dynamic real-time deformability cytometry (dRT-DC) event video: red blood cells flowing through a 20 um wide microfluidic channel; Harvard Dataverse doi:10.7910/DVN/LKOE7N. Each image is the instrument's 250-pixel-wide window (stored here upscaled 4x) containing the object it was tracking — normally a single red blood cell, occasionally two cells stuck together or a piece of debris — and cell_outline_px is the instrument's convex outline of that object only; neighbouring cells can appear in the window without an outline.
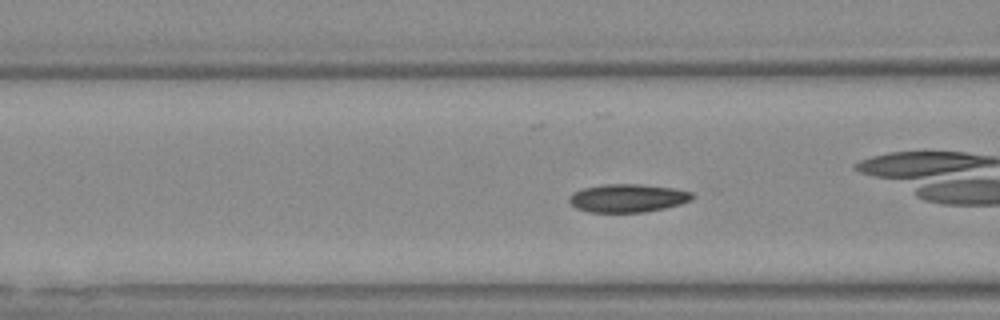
{"species": "Egyptian fruit bat (a non-hibernating species)", "species_latin": "Rousettus aegyptiacus", "temperature_condition": "warm", "stored_images_in_passage": 48, "camera_frame_rate_fps": 3000, "um_per_image_px": 0.085, "animal": {"sex": "female"}, "frame": {"image": 1, "passage_image": 14, "time_ms": 4.333, "image_size_px": [1000, 320], "cell_outline_px": [[696, 196], [692, 200], [680, 204], [664, 208], [644, 212], [588, 212], [576, 208], [568, 200], [568, 196], [584, 188], [604, 184], [640, 184], [672, 188], [692, 192]], "centroid_in_image_um": [53.38, 16.84], "position_along_channel_um": 113.2, "area_um2": 20.17}, "authors_computed_cell_mechanics": {"area_um2": 19.8254, "velocity_mm_per_s": 3.7358, "shape_relaxation_time_tau1_ms": 5.5403, "shape_relaxation_time_tau2_ms": 5.4419, "deformation_change_tau1": 0.1368, "deformation_change_tau2": 0.061}}